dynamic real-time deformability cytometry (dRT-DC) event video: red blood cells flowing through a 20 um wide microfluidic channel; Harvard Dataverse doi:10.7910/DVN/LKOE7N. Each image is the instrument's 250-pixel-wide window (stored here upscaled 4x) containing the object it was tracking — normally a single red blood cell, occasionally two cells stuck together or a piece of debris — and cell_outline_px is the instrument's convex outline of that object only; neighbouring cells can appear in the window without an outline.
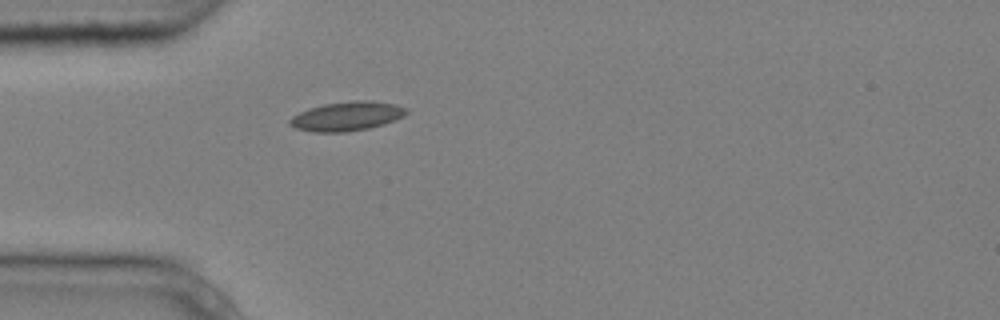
{"species": "common noctule bat (a hibernating species)", "species_latin": "Nyctalus noctula", "temperature_condition": "cold", "stored_images_in_passage": 1, "camera_frame_rate_fps": 3000, "um_per_image_px": 0.085, "animal": {"sex": "male", "body_mass_g": 20.4}, "frame": {"image": 1, "passage_image": 1, "time_ms": 0.0, "image_size_px": [1000, 320], "cell_outline_px": [[408, 112], [404, 116], [384, 124], [368, 128], [344, 132], [312, 132], [296, 128], [288, 124], [288, 120], [292, 116], [308, 108], [324, 104], [352, 100], [372, 100], [396, 104], [408, 108]], "centroid_in_image_um": [29.49, 9.87], "position_along_channel_um": 55.5, "area_um2": 20.0}}